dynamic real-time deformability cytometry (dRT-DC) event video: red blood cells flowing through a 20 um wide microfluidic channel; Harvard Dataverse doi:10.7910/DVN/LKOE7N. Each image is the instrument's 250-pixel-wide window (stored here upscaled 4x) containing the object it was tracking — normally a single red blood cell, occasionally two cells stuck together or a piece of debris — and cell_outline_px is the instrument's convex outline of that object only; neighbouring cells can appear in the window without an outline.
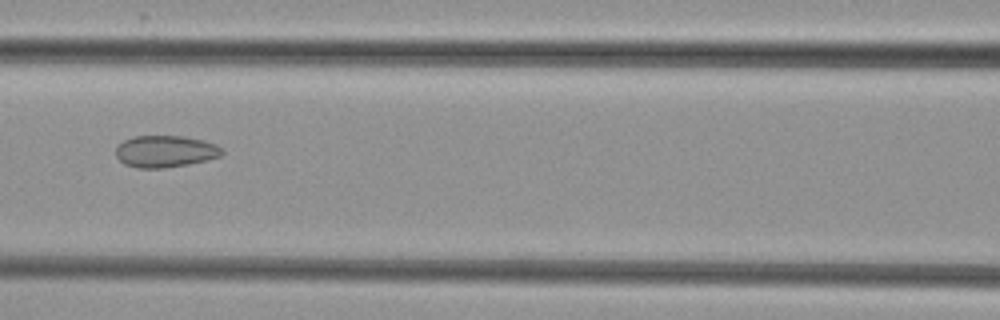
{"species": "common noctule bat (a hibernating species)", "species_latin": "Nyctalus noctula", "temperature_condition": "cold", "stored_images_in_passage": 7, "camera_frame_rate_fps": 3000, "um_per_image_px": 0.085, "animal": {"sex": "female", "body_mass_g": 29.2, "forearm_length_mm": 56.3}, "frame": {"image": 1, "passage_image": 7, "time_ms": 7.667, "image_size_px": [1000, 320], "cell_outline_px": [[224, 152], [220, 156], [208, 160], [188, 164], [164, 168], [136, 168], [124, 164], [116, 156], [116, 148], [124, 140], [136, 136], [184, 136], [204, 140], [216, 144]], "centroid_in_image_um": [14.06, 12.87], "position_along_channel_um": 152.5, "area_um2": 19.71}}